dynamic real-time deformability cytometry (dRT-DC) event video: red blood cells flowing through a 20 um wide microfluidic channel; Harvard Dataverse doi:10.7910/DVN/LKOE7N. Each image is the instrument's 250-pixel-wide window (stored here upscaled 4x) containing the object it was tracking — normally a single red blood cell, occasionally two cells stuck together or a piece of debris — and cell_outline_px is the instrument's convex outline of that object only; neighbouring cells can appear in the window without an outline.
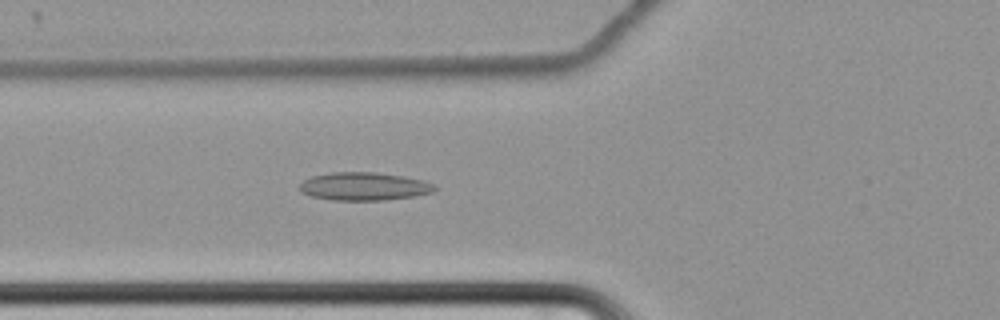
{"species": "common noctule bat (a hibernating species)", "species_latin": "Nyctalus noctula", "temperature_condition": "cold", "stored_images_in_passage": 65, "camera_frame_rate_fps": 3000, "um_per_image_px": 0.085, "animal": {"sex": "female", "body_mass_g": 22.7, "forearm_length_mm": 54.2}, "frame": {"image": 1, "passage_image": 28, "time_ms": 9.0, "image_size_px": [1000, 320], "cell_outline_px": [[436, 188], [432, 192], [416, 196], [384, 200], [332, 200], [308, 196], [300, 192], [300, 184], [304, 180], [312, 176], [332, 172], [376, 172], [404, 176], [424, 180], [436, 184]], "centroid_in_image_um": [30.95, 15.84], "position_along_channel_um": 94.9, "area_um2": 22.31}}
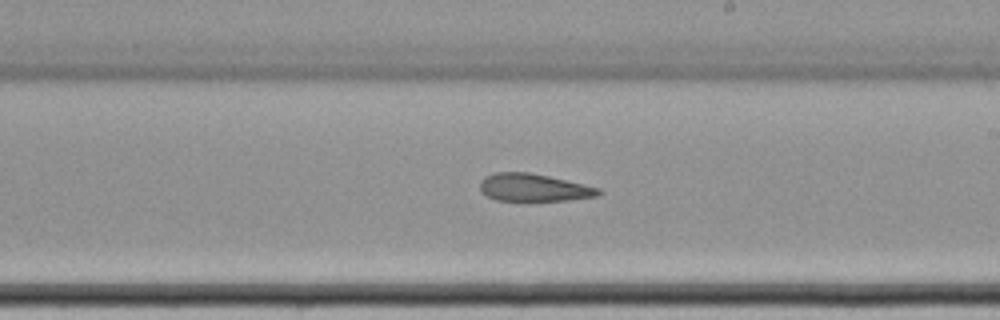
{"frame": {"image": 2, "passage_image": 41, "time_ms": 13.333, "image_size_px": [1000, 320], "cell_outline_px": [[604, 192], [600, 196], [568, 200], [496, 200], [488, 196], [480, 188], [480, 180], [484, 176], [496, 172], [528, 172], [548, 176], [584, 184], [600, 188]], "centroid_in_image_um": [45.41, 15.94], "position_along_channel_um": 243.6, "area_um2": 19.02}}
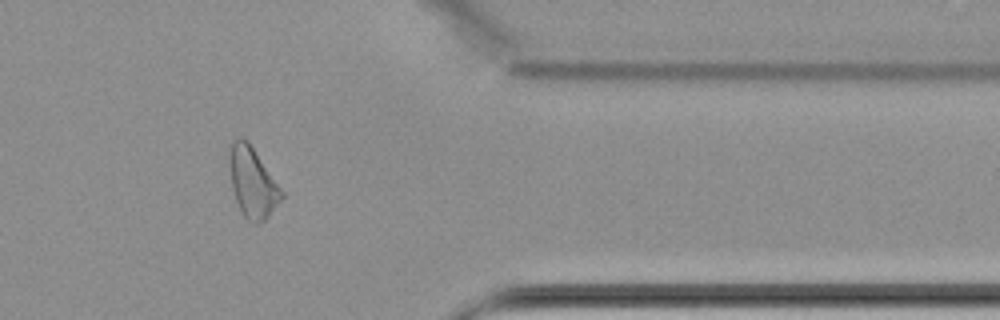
{"frame": {"image": 3, "passage_image": 55, "time_ms": 18.0, "image_size_px": [1000, 320], "cell_outline_px": [[284, 196], [268, 216], [260, 224], [252, 224], [244, 216], [236, 200], [232, 188], [228, 160], [228, 144], [240, 136], [248, 140], [284, 192]], "centroid_in_image_um": [21.44, 15.47], "position_along_channel_um": 390.0, "area_um2": 21.56}, "authors_computed_cell_mechanics": {"area_um2": 22.7732, "velocity_mm_per_s": 3.4342, "shape_relaxation_time_tau1_ms": null, "shape_relaxation_time_tau2_ms": 2.6664, "deformation_change_tau1": null, "deformation_change_tau2": 0.1132}}